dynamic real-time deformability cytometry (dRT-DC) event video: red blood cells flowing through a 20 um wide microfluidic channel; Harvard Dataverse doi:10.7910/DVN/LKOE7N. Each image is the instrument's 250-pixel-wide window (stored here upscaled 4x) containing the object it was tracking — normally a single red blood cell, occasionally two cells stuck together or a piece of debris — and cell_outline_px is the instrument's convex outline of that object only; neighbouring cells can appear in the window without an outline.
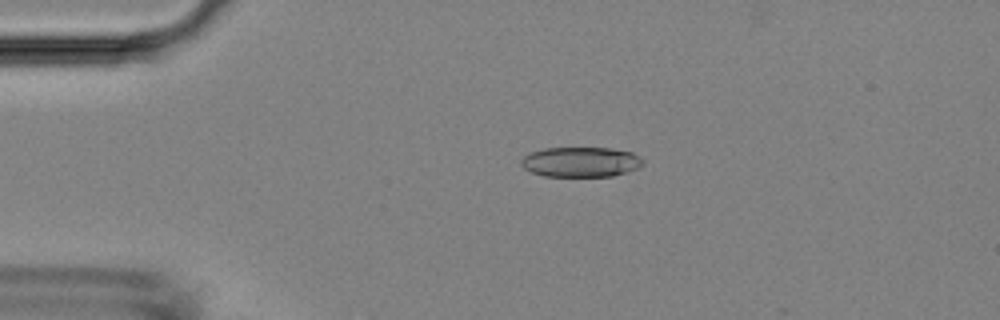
{"species": "Egyptian fruit bat (a non-hibernating species)", "species_latin": "Rousettus aegyptiacus", "temperature_condition": "room temperature", "stored_images_in_passage": 5, "camera_frame_rate_fps": 3000, "um_per_image_px": 0.085, "animal": {"sex": "female"}, "frame": {"image": 1, "passage_image": 3, "time_ms": 2.667, "image_size_px": [1000, 320], "cell_outline_px": [[644, 164], [628, 172], [612, 176], [544, 176], [532, 172], [524, 168], [520, 164], [520, 160], [528, 152], [544, 148], [612, 148], [632, 152], [640, 156], [644, 160]], "centroid_in_image_um": [49.36, 13.76], "position_along_channel_um": 35.6, "area_um2": 21.5}}
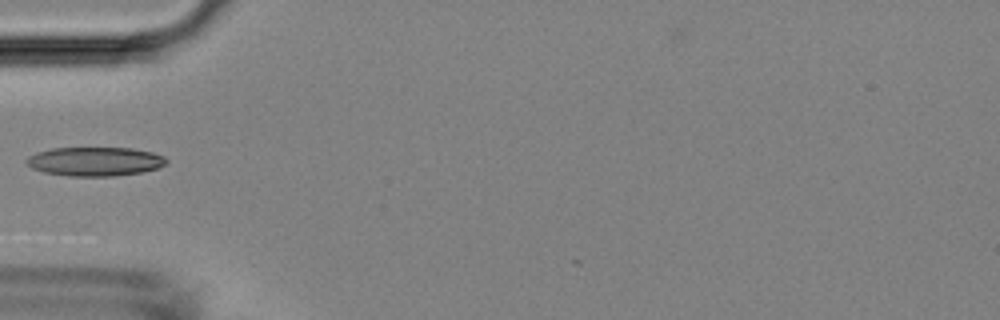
{"frame": {"image": 2, "passage_image": 4, "time_ms": 4.667, "image_size_px": [1000, 320], "cell_outline_px": [[168, 160], [164, 164], [156, 168], [140, 172], [116, 176], [68, 176], [44, 172], [32, 168], [24, 160], [28, 156], [36, 152], [52, 148], [132, 148], [152, 152], [164, 156]], "centroid_in_image_um": [8.04, 13.72], "position_along_channel_um": 77.0, "area_um2": 23.58}}